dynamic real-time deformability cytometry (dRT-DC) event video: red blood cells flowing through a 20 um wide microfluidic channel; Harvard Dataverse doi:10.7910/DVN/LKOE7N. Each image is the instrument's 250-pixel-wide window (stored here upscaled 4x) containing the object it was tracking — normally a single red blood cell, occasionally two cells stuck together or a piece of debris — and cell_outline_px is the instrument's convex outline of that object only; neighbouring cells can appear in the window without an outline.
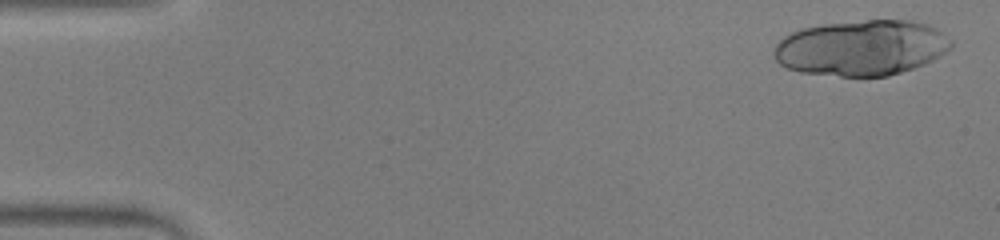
{"species": "human", "species_latin": "Homo sapiens", "temperature_condition": "warm", "stored_images_in_passage": 51, "camera_frame_rate_fps": 3000, "um_per_image_px": 0.085, "donor": {"sex": "male"}, "frame": {"image": 1, "passage_image": 2, "time_ms": 0.333, "image_size_px": [1000, 240], "cell_outline_px": [[952, 48], [940, 56], [924, 64], [888, 76], [840, 76], [800, 72], [788, 68], [780, 64], [776, 60], [772, 52], [776, 44], [784, 36], [800, 28], [824, 24], [864, 20], [912, 20], [928, 24], [936, 28], [952, 40]], "centroid_in_image_um": [73.22, 4.06], "position_along_channel_um": 11.8, "area_um2": 57.51}}
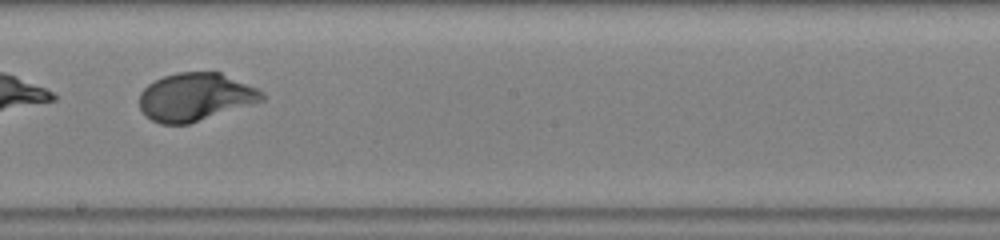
{"frame": {"image": 2, "passage_image": 30, "time_ms": 9.667, "image_size_px": [1000, 240], "cell_outline_px": [[264, 100], [188, 124], [160, 124], [152, 120], [140, 108], [140, 92], [148, 84], [164, 76], [176, 72], [220, 72], [256, 88], [264, 92]], "centroid_in_image_um": [16.59, 8.24], "position_along_channel_um": 231.6, "area_um2": 33.87}}
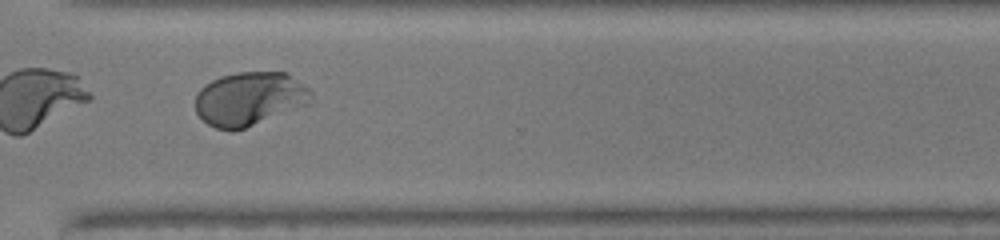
{"frame": {"image": 3, "passage_image": 39, "time_ms": 12.667, "image_size_px": [1000, 240], "cell_outline_px": [[312, 104], [244, 128], [232, 132], [216, 128], [208, 124], [196, 112], [196, 92], [204, 84], [220, 76], [236, 72], [288, 72], [308, 88], [312, 92]], "centroid_in_image_um": [21.23, 8.39], "position_along_channel_um": 349.4, "area_um2": 36.7}, "authors_computed_cell_mechanics": {"area_um2": 35.8938, "velocity_mm_per_s": 3.9311, "shape_relaxation_time_tau1_ms": 2.975, "shape_relaxation_time_tau2_ms": null, "deformation_change_tau1": 0.2287, "deformation_change_tau2": null}}